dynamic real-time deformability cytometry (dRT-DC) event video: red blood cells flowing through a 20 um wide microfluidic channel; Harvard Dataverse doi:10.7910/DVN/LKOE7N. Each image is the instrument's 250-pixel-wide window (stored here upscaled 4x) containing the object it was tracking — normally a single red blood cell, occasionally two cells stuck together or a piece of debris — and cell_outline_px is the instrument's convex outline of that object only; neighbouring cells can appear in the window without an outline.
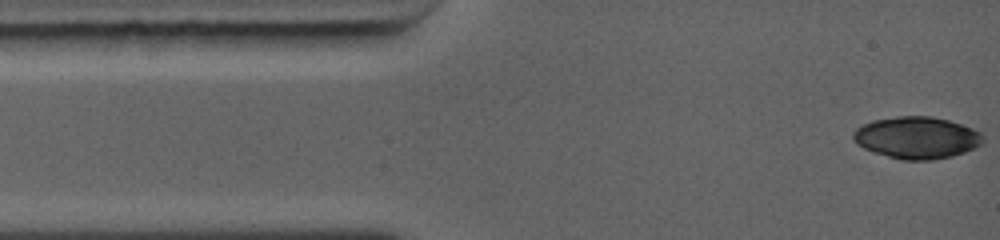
{"species": "common noctule bat (a hibernating species)", "species_latin": "Nyctalus noctula", "temperature_condition": "warm", "stored_images_in_passage": 10, "camera_frame_rate_fps": 5000, "um_per_image_px": 0.085, "animal": {"sex": "female", "body_mass_g": 19.0, "forearm_length_mm": 56.7}, "frame": {"image": 1, "passage_image": 1, "time_ms": 0.0, "image_size_px": [1000, 240], "cell_outline_px": [[984, 140], [980, 144], [964, 152], [952, 156], [932, 160], [904, 160], [888, 156], [864, 148], [856, 144], [852, 140], [852, 132], [856, 128], [872, 120], [896, 116], [932, 116], [948, 120], [972, 128], [980, 132], [984, 136]], "centroid_in_image_um": [77.9, 11.69], "position_along_channel_um": 7.1, "area_um2": 31.67}}